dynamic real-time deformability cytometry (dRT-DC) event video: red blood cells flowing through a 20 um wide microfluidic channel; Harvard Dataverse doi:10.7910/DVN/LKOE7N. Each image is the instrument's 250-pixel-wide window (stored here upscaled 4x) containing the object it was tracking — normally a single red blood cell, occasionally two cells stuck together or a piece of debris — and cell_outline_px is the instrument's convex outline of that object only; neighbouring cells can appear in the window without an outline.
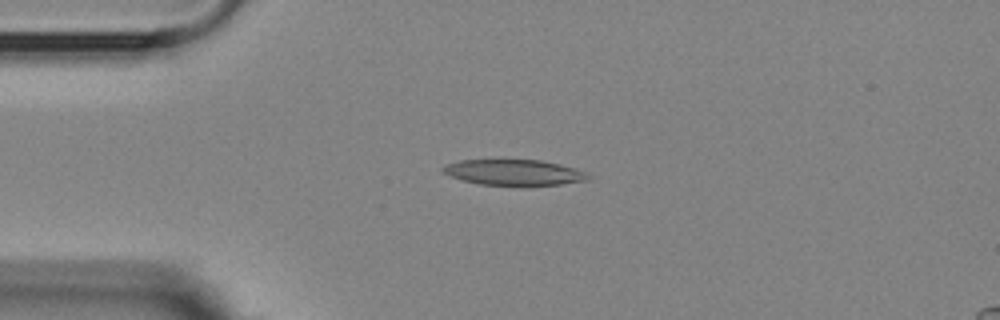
{"species": "Egyptian fruit bat (a non-hibernating species)", "species_latin": "Rousettus aegyptiacus", "temperature_condition": "room temperature", "stored_images_in_passage": 3, "camera_frame_rate_fps": 3000, "um_per_image_px": 0.085, "animal": {"sex": "female"}, "frame": {"image": 1, "passage_image": 2, "time_ms": 1.333, "image_size_px": [1000, 320], "cell_outline_px": [[588, 180], [560, 184], [520, 188], [480, 184], [464, 180], [452, 176], [444, 172], [440, 168], [444, 164], [460, 160], [540, 160], [560, 164], [584, 172], [588, 176]], "centroid_in_image_um": [43.66, 14.69], "position_along_channel_um": 41.3, "area_um2": 22.2}}